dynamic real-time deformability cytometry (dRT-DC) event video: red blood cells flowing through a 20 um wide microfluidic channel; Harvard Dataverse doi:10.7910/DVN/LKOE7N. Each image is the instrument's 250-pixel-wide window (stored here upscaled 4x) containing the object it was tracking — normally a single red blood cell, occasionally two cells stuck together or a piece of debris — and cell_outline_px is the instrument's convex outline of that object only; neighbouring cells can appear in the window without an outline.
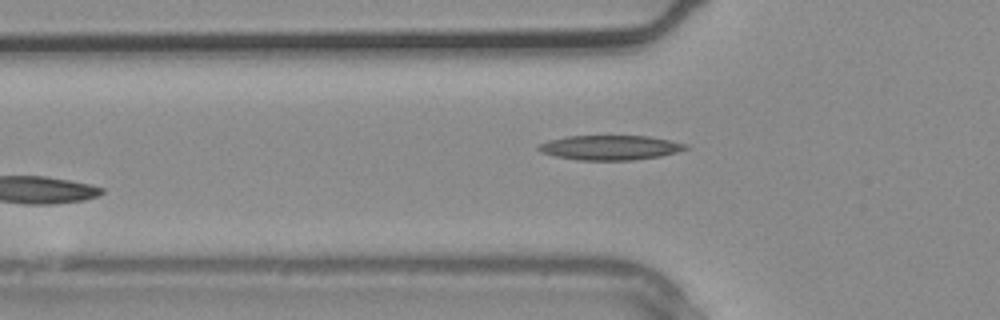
{"species": "common noctule bat (a hibernating species)", "species_latin": "Nyctalus noctula", "temperature_condition": "warm", "stored_images_in_passage": 2, "camera_frame_rate_fps": 3000, "um_per_image_px": 0.085, "animal": {"sex": "male", "body_mass_g": 20.4}, "frame": {"image": 1, "passage_image": 2, "time_ms": 0.333, "image_size_px": [1000, 320], "cell_outline_px": [[692, 148], [660, 156], [632, 160], [576, 160], [556, 156], [540, 152], [536, 148], [536, 144], [548, 140], [568, 136], [648, 136], [688, 144]], "centroid_in_image_um": [51.84, 12.54], "position_along_channel_um": 74.0, "area_um2": 21.27}}